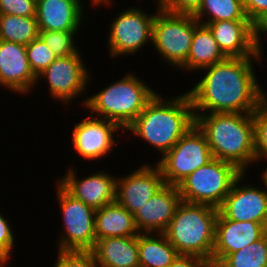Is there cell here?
<instances>
[{"instance_id": "42", "label": "cell", "mask_w": 267, "mask_h": 267, "mask_svg": "<svg viewBox=\"0 0 267 267\" xmlns=\"http://www.w3.org/2000/svg\"><path fill=\"white\" fill-rule=\"evenodd\" d=\"M262 105L267 108V92L262 90Z\"/></svg>"}, {"instance_id": "41", "label": "cell", "mask_w": 267, "mask_h": 267, "mask_svg": "<svg viewBox=\"0 0 267 267\" xmlns=\"http://www.w3.org/2000/svg\"><path fill=\"white\" fill-rule=\"evenodd\" d=\"M260 177H261L260 181H262L263 187L267 191V167L265 168V170L262 171V174Z\"/></svg>"}, {"instance_id": "24", "label": "cell", "mask_w": 267, "mask_h": 267, "mask_svg": "<svg viewBox=\"0 0 267 267\" xmlns=\"http://www.w3.org/2000/svg\"><path fill=\"white\" fill-rule=\"evenodd\" d=\"M178 253L164 233H139L140 267H169Z\"/></svg>"}, {"instance_id": "1", "label": "cell", "mask_w": 267, "mask_h": 267, "mask_svg": "<svg viewBox=\"0 0 267 267\" xmlns=\"http://www.w3.org/2000/svg\"><path fill=\"white\" fill-rule=\"evenodd\" d=\"M262 57L264 55L227 57L202 69L205 75L186 91L193 113H253L262 105L264 89L258 82L253 60L261 63L264 61Z\"/></svg>"}, {"instance_id": "26", "label": "cell", "mask_w": 267, "mask_h": 267, "mask_svg": "<svg viewBox=\"0 0 267 267\" xmlns=\"http://www.w3.org/2000/svg\"><path fill=\"white\" fill-rule=\"evenodd\" d=\"M39 35L36 17L0 14V40L26 46Z\"/></svg>"}, {"instance_id": "25", "label": "cell", "mask_w": 267, "mask_h": 267, "mask_svg": "<svg viewBox=\"0 0 267 267\" xmlns=\"http://www.w3.org/2000/svg\"><path fill=\"white\" fill-rule=\"evenodd\" d=\"M193 16L200 24L222 20L250 21L243 0H202L199 10Z\"/></svg>"}, {"instance_id": "30", "label": "cell", "mask_w": 267, "mask_h": 267, "mask_svg": "<svg viewBox=\"0 0 267 267\" xmlns=\"http://www.w3.org/2000/svg\"><path fill=\"white\" fill-rule=\"evenodd\" d=\"M256 163L267 160V108L261 105L253 113Z\"/></svg>"}, {"instance_id": "14", "label": "cell", "mask_w": 267, "mask_h": 267, "mask_svg": "<svg viewBox=\"0 0 267 267\" xmlns=\"http://www.w3.org/2000/svg\"><path fill=\"white\" fill-rule=\"evenodd\" d=\"M146 163L116 178V201L133 215L165 184L158 165Z\"/></svg>"}, {"instance_id": "6", "label": "cell", "mask_w": 267, "mask_h": 267, "mask_svg": "<svg viewBox=\"0 0 267 267\" xmlns=\"http://www.w3.org/2000/svg\"><path fill=\"white\" fill-rule=\"evenodd\" d=\"M156 15L152 25L151 44L171 67L181 68L190 53L195 27L199 22L193 15L174 14L163 10L155 0Z\"/></svg>"}, {"instance_id": "8", "label": "cell", "mask_w": 267, "mask_h": 267, "mask_svg": "<svg viewBox=\"0 0 267 267\" xmlns=\"http://www.w3.org/2000/svg\"><path fill=\"white\" fill-rule=\"evenodd\" d=\"M57 201L64 232L59 234L58 250L91 251L96 241L95 209L70 195L58 182Z\"/></svg>"}, {"instance_id": "10", "label": "cell", "mask_w": 267, "mask_h": 267, "mask_svg": "<svg viewBox=\"0 0 267 267\" xmlns=\"http://www.w3.org/2000/svg\"><path fill=\"white\" fill-rule=\"evenodd\" d=\"M156 13L147 14L141 7H127L118 12L110 24L107 36L111 59L134 55L151 43L152 25Z\"/></svg>"}, {"instance_id": "2", "label": "cell", "mask_w": 267, "mask_h": 267, "mask_svg": "<svg viewBox=\"0 0 267 267\" xmlns=\"http://www.w3.org/2000/svg\"><path fill=\"white\" fill-rule=\"evenodd\" d=\"M194 124L193 106L187 92L170 100L157 92L125 130L143 139L163 156Z\"/></svg>"}, {"instance_id": "38", "label": "cell", "mask_w": 267, "mask_h": 267, "mask_svg": "<svg viewBox=\"0 0 267 267\" xmlns=\"http://www.w3.org/2000/svg\"><path fill=\"white\" fill-rule=\"evenodd\" d=\"M205 267H234L226 258L211 254L205 259Z\"/></svg>"}, {"instance_id": "11", "label": "cell", "mask_w": 267, "mask_h": 267, "mask_svg": "<svg viewBox=\"0 0 267 267\" xmlns=\"http://www.w3.org/2000/svg\"><path fill=\"white\" fill-rule=\"evenodd\" d=\"M81 51L67 57H57L37 76L36 86L43 78L48 83V90L53 100L70 105L81 94L84 95L89 85L90 72L84 63Z\"/></svg>"}, {"instance_id": "5", "label": "cell", "mask_w": 267, "mask_h": 267, "mask_svg": "<svg viewBox=\"0 0 267 267\" xmlns=\"http://www.w3.org/2000/svg\"><path fill=\"white\" fill-rule=\"evenodd\" d=\"M217 208L181 201L164 232L178 254L208 258L215 243Z\"/></svg>"}, {"instance_id": "18", "label": "cell", "mask_w": 267, "mask_h": 267, "mask_svg": "<svg viewBox=\"0 0 267 267\" xmlns=\"http://www.w3.org/2000/svg\"><path fill=\"white\" fill-rule=\"evenodd\" d=\"M267 227L259 222H241L223 218L218 214L215 223L213 255L225 258L261 239Z\"/></svg>"}, {"instance_id": "27", "label": "cell", "mask_w": 267, "mask_h": 267, "mask_svg": "<svg viewBox=\"0 0 267 267\" xmlns=\"http://www.w3.org/2000/svg\"><path fill=\"white\" fill-rule=\"evenodd\" d=\"M225 258L234 267H267V233L261 239Z\"/></svg>"}, {"instance_id": "34", "label": "cell", "mask_w": 267, "mask_h": 267, "mask_svg": "<svg viewBox=\"0 0 267 267\" xmlns=\"http://www.w3.org/2000/svg\"><path fill=\"white\" fill-rule=\"evenodd\" d=\"M11 228L8 218L6 219L0 211V247L12 257L11 252L15 249L14 244L16 239L13 228Z\"/></svg>"}, {"instance_id": "29", "label": "cell", "mask_w": 267, "mask_h": 267, "mask_svg": "<svg viewBox=\"0 0 267 267\" xmlns=\"http://www.w3.org/2000/svg\"><path fill=\"white\" fill-rule=\"evenodd\" d=\"M26 52L31 70L36 76L57 58L40 36L26 45Z\"/></svg>"}, {"instance_id": "36", "label": "cell", "mask_w": 267, "mask_h": 267, "mask_svg": "<svg viewBox=\"0 0 267 267\" xmlns=\"http://www.w3.org/2000/svg\"><path fill=\"white\" fill-rule=\"evenodd\" d=\"M243 2L246 15L251 22L267 11V0H243Z\"/></svg>"}, {"instance_id": "20", "label": "cell", "mask_w": 267, "mask_h": 267, "mask_svg": "<svg viewBox=\"0 0 267 267\" xmlns=\"http://www.w3.org/2000/svg\"><path fill=\"white\" fill-rule=\"evenodd\" d=\"M81 0H38L36 20L39 31H79L84 22Z\"/></svg>"}, {"instance_id": "17", "label": "cell", "mask_w": 267, "mask_h": 267, "mask_svg": "<svg viewBox=\"0 0 267 267\" xmlns=\"http://www.w3.org/2000/svg\"><path fill=\"white\" fill-rule=\"evenodd\" d=\"M181 201L178 186L164 184L133 215L139 233H164Z\"/></svg>"}, {"instance_id": "9", "label": "cell", "mask_w": 267, "mask_h": 267, "mask_svg": "<svg viewBox=\"0 0 267 267\" xmlns=\"http://www.w3.org/2000/svg\"><path fill=\"white\" fill-rule=\"evenodd\" d=\"M156 163L165 184L178 185L213 159L205 135L194 126Z\"/></svg>"}, {"instance_id": "4", "label": "cell", "mask_w": 267, "mask_h": 267, "mask_svg": "<svg viewBox=\"0 0 267 267\" xmlns=\"http://www.w3.org/2000/svg\"><path fill=\"white\" fill-rule=\"evenodd\" d=\"M143 81L129 72L95 95L84 97L80 105L91 116L113 121L125 131L157 93Z\"/></svg>"}, {"instance_id": "39", "label": "cell", "mask_w": 267, "mask_h": 267, "mask_svg": "<svg viewBox=\"0 0 267 267\" xmlns=\"http://www.w3.org/2000/svg\"><path fill=\"white\" fill-rule=\"evenodd\" d=\"M11 256L2 248L0 247V267H6L9 265V261Z\"/></svg>"}, {"instance_id": "7", "label": "cell", "mask_w": 267, "mask_h": 267, "mask_svg": "<svg viewBox=\"0 0 267 267\" xmlns=\"http://www.w3.org/2000/svg\"><path fill=\"white\" fill-rule=\"evenodd\" d=\"M241 174L234 164L213 158L177 185L179 194L184 202L218 209Z\"/></svg>"}, {"instance_id": "33", "label": "cell", "mask_w": 267, "mask_h": 267, "mask_svg": "<svg viewBox=\"0 0 267 267\" xmlns=\"http://www.w3.org/2000/svg\"><path fill=\"white\" fill-rule=\"evenodd\" d=\"M159 3L167 12L194 15L199 10L202 0H159Z\"/></svg>"}, {"instance_id": "37", "label": "cell", "mask_w": 267, "mask_h": 267, "mask_svg": "<svg viewBox=\"0 0 267 267\" xmlns=\"http://www.w3.org/2000/svg\"><path fill=\"white\" fill-rule=\"evenodd\" d=\"M169 267H205V259L194 255L178 254Z\"/></svg>"}, {"instance_id": "21", "label": "cell", "mask_w": 267, "mask_h": 267, "mask_svg": "<svg viewBox=\"0 0 267 267\" xmlns=\"http://www.w3.org/2000/svg\"><path fill=\"white\" fill-rule=\"evenodd\" d=\"M91 252L98 267H139L138 235L98 239Z\"/></svg>"}, {"instance_id": "12", "label": "cell", "mask_w": 267, "mask_h": 267, "mask_svg": "<svg viewBox=\"0 0 267 267\" xmlns=\"http://www.w3.org/2000/svg\"><path fill=\"white\" fill-rule=\"evenodd\" d=\"M120 130L124 131L113 121L88 115L74 124L71 143L78 156L87 161H97L109 155L114 145H118L114 135H120Z\"/></svg>"}, {"instance_id": "22", "label": "cell", "mask_w": 267, "mask_h": 267, "mask_svg": "<svg viewBox=\"0 0 267 267\" xmlns=\"http://www.w3.org/2000/svg\"><path fill=\"white\" fill-rule=\"evenodd\" d=\"M96 240L107 237L137 236L134 216L117 201L95 210Z\"/></svg>"}, {"instance_id": "35", "label": "cell", "mask_w": 267, "mask_h": 267, "mask_svg": "<svg viewBox=\"0 0 267 267\" xmlns=\"http://www.w3.org/2000/svg\"><path fill=\"white\" fill-rule=\"evenodd\" d=\"M253 40L255 43L256 48L264 54L263 51V44L261 43L262 36L267 35V11L263 12L260 16H258L253 22Z\"/></svg>"}, {"instance_id": "28", "label": "cell", "mask_w": 267, "mask_h": 267, "mask_svg": "<svg viewBox=\"0 0 267 267\" xmlns=\"http://www.w3.org/2000/svg\"><path fill=\"white\" fill-rule=\"evenodd\" d=\"M78 31H40V37L57 57H67L78 54L81 50L74 38ZM78 47V48H77Z\"/></svg>"}, {"instance_id": "16", "label": "cell", "mask_w": 267, "mask_h": 267, "mask_svg": "<svg viewBox=\"0 0 267 267\" xmlns=\"http://www.w3.org/2000/svg\"><path fill=\"white\" fill-rule=\"evenodd\" d=\"M37 76L31 70L26 46L0 40V85L25 96L36 86Z\"/></svg>"}, {"instance_id": "3", "label": "cell", "mask_w": 267, "mask_h": 267, "mask_svg": "<svg viewBox=\"0 0 267 267\" xmlns=\"http://www.w3.org/2000/svg\"><path fill=\"white\" fill-rule=\"evenodd\" d=\"M213 158L234 164L246 173L256 162L252 113L194 114Z\"/></svg>"}, {"instance_id": "23", "label": "cell", "mask_w": 267, "mask_h": 267, "mask_svg": "<svg viewBox=\"0 0 267 267\" xmlns=\"http://www.w3.org/2000/svg\"><path fill=\"white\" fill-rule=\"evenodd\" d=\"M227 57L223 54L213 37L210 29L204 24H198L195 27L194 36L191 43L190 53L186 63L180 68L181 71L194 73L206 67L212 66L225 60Z\"/></svg>"}, {"instance_id": "40", "label": "cell", "mask_w": 267, "mask_h": 267, "mask_svg": "<svg viewBox=\"0 0 267 267\" xmlns=\"http://www.w3.org/2000/svg\"><path fill=\"white\" fill-rule=\"evenodd\" d=\"M90 3L92 6H103L105 7V5L107 6H111L113 4V0H90ZM112 3V4H111Z\"/></svg>"}, {"instance_id": "15", "label": "cell", "mask_w": 267, "mask_h": 267, "mask_svg": "<svg viewBox=\"0 0 267 267\" xmlns=\"http://www.w3.org/2000/svg\"><path fill=\"white\" fill-rule=\"evenodd\" d=\"M71 167L65 176L56 180L70 195L95 210L116 201L117 176L100 170L79 179L77 171Z\"/></svg>"}, {"instance_id": "13", "label": "cell", "mask_w": 267, "mask_h": 267, "mask_svg": "<svg viewBox=\"0 0 267 267\" xmlns=\"http://www.w3.org/2000/svg\"><path fill=\"white\" fill-rule=\"evenodd\" d=\"M245 174L234 181L230 192L218 208L219 214L229 220L259 222L267 227V191L249 183Z\"/></svg>"}, {"instance_id": "19", "label": "cell", "mask_w": 267, "mask_h": 267, "mask_svg": "<svg viewBox=\"0 0 267 267\" xmlns=\"http://www.w3.org/2000/svg\"><path fill=\"white\" fill-rule=\"evenodd\" d=\"M206 25L223 54L228 58L265 55L255 46L251 21L222 20Z\"/></svg>"}, {"instance_id": "31", "label": "cell", "mask_w": 267, "mask_h": 267, "mask_svg": "<svg viewBox=\"0 0 267 267\" xmlns=\"http://www.w3.org/2000/svg\"><path fill=\"white\" fill-rule=\"evenodd\" d=\"M53 267H98L91 251L58 250Z\"/></svg>"}, {"instance_id": "32", "label": "cell", "mask_w": 267, "mask_h": 267, "mask_svg": "<svg viewBox=\"0 0 267 267\" xmlns=\"http://www.w3.org/2000/svg\"><path fill=\"white\" fill-rule=\"evenodd\" d=\"M0 14L22 17L36 16L35 0H0Z\"/></svg>"}]
</instances>
